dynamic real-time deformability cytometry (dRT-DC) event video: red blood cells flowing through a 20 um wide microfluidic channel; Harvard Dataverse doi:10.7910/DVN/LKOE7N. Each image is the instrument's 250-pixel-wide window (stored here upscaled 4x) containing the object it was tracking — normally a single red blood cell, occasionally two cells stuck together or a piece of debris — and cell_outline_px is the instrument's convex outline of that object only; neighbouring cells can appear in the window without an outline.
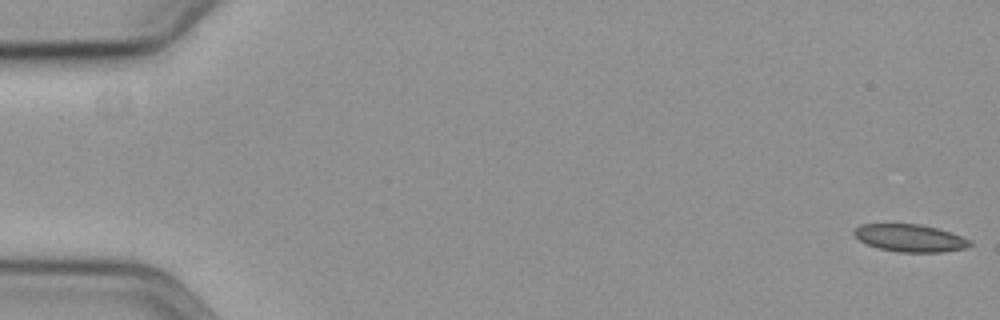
{"species": "common noctule bat (a hibernating species)", "species_latin": "Nyctalus noctula", "temperature_condition": "cold", "stored_images_in_passage": 59, "camera_frame_rate_fps": 3000, "um_per_image_px": 0.085, "animal": {"sex": "female", "body_mass_g": 19.3, "forearm_length_mm": 54.1}, "frame": {"image": 1, "passage_image": 1, "time_ms": 0.0, "image_size_px": [1000, 320], "cell_outline_px": [[972, 244], [964, 248], [944, 252], [900, 252], [880, 248], [868, 244], [860, 240], [852, 232], [860, 224], [920, 224], [936, 228], [960, 236], [968, 240]], "centroid_in_image_um": [77.33, 20.23], "position_along_channel_um": 7.7, "area_um2": 18.15}}
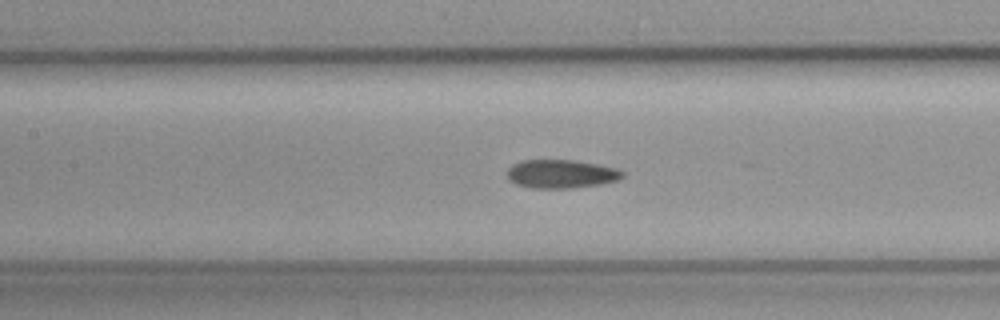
{"frame": {"image": 2, "passage_image": 27, "time_ms": 8.667, "image_size_px": [1000, 320], "cell_outline_px": [[624, 176], [620, 180], [600, 184], [572, 188], [532, 188], [516, 184], [508, 180], [508, 168], [512, 164], [520, 160], [572, 160], [596, 164], [616, 168], [624, 172]], "centroid_in_image_um": [47.69, 14.78], "position_along_channel_um": 159.7, "area_um2": 19.25}}
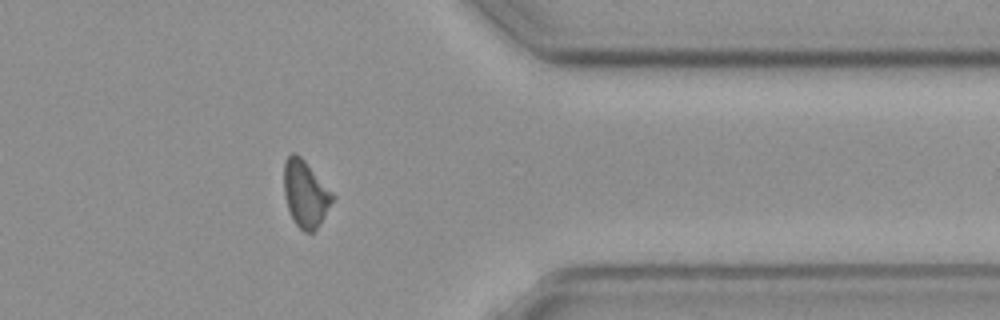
{"frame": {"image": 3, "passage_image": 47, "time_ms": 15.333, "image_size_px": [1000, 320], "cell_outline_px": [[336, 196], [320, 224], [312, 232], [304, 232], [296, 224], [288, 208], [284, 196], [284, 160], [292, 152], [300, 156], [304, 160]], "centroid_in_image_um": [25.96, 16.46], "position_along_channel_um": 385.4, "area_um2": 18.73}, "authors_computed_cell_mechanics": {"area_um2": 19.1318, "velocity_mm_per_s": 3.6, "shape_relaxation_time_tau1_ms": 11.0499, "shape_relaxation_time_tau2_ms": 3.8637, "deformation_change_tau1": 0.1816, "deformation_change_tau2": 0.1088}}